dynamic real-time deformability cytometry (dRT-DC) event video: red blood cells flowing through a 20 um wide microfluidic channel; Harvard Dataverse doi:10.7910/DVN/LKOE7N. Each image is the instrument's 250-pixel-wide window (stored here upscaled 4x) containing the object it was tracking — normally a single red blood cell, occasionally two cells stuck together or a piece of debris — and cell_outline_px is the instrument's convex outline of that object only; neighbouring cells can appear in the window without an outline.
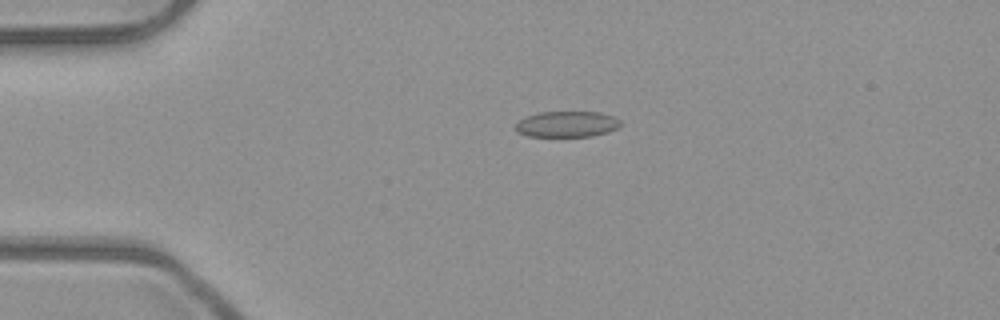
{"species": "common noctule bat (a hibernating species)", "species_latin": "Nyctalus noctula", "temperature_condition": "room temperature", "stored_images_in_passage": 3, "camera_frame_rate_fps": 3000, "um_per_image_px": 0.085, "animal": {"sex": "male", "body_mass_g": 23.1, "forearm_length_mm": 52.7}, "frame": {"image": 1, "passage_image": 2, "time_ms": 0.333, "image_size_px": [1000, 320], "cell_outline_px": [[620, 128], [608, 132], [592, 136], [528, 136], [516, 132], [516, 124], [524, 116], [540, 112], [600, 112], [612, 116], [620, 120]], "centroid_in_image_um": [48.19, 10.55], "position_along_channel_um": 36.8, "area_um2": 15.9}}